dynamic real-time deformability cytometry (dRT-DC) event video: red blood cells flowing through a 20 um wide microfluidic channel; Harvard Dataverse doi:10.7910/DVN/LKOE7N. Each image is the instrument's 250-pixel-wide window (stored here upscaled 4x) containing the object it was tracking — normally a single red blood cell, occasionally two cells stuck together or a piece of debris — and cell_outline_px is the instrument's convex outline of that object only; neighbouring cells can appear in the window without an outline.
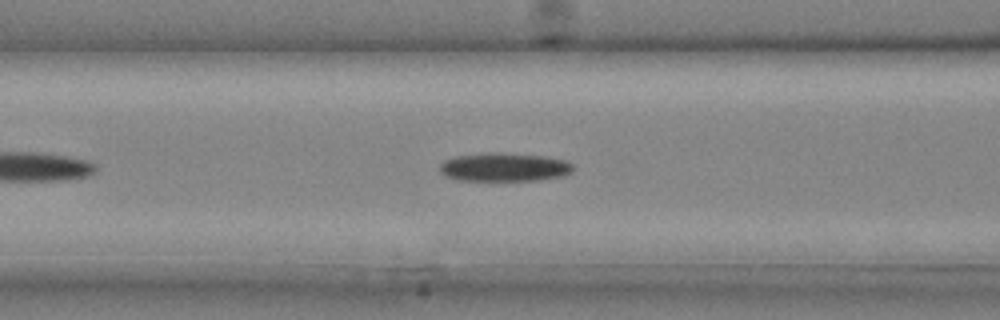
{"species": "common noctule bat (a hibernating species)", "species_latin": "Nyctalus noctula", "temperature_condition": "cold", "stored_images_in_passage": 25, "camera_frame_rate_fps": 3000, "um_per_image_px": 0.085, "animal": {"sex": "male", "body_mass_g": 20.4}, "frame": {"image": 1, "passage_image": 6, "time_ms": 1.667, "image_size_px": [1000, 320], "cell_outline_px": [[572, 172], [560, 176], [540, 180], [456, 180], [440, 172], [440, 164], [444, 160], [452, 156], [488, 152], [500, 152], [544, 156], [568, 160], [572, 164]], "centroid_in_image_um": [42.84, 14.19], "position_along_channel_um": 123.8, "area_um2": 22.31}}
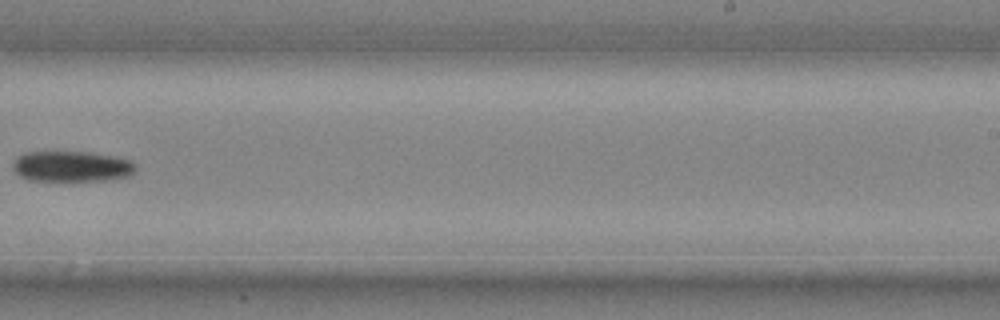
{"frame": {"image": 2, "passage_image": 14, "time_ms": 4.333, "image_size_px": [1000, 320], "cell_outline_px": [[136, 168], [128, 176], [104, 180], [28, 180], [20, 176], [12, 168], [12, 160], [16, 156], [24, 152], [92, 152], [116, 156], [132, 160], [136, 164]], "centroid_in_image_um": [6.07, 14.12], "position_along_channel_um": 282.9, "area_um2": 22.08}}
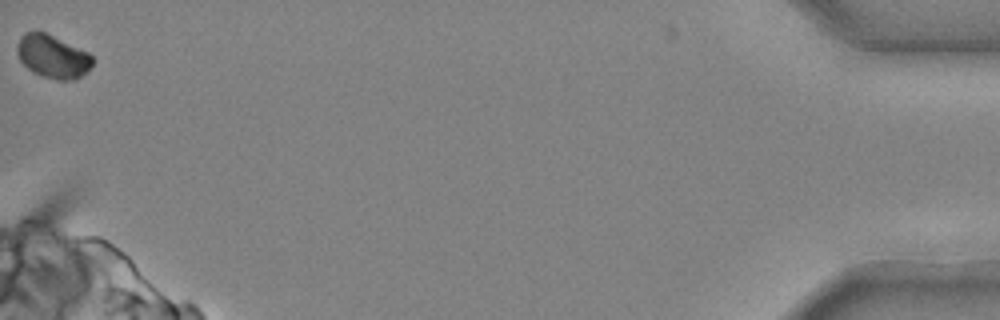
{"frame": {"image": 3, "passage_image": 25, "time_ms": 8.0, "image_size_px": [1000, 320], "cell_outline_px": [[96, 60], [88, 72], [76, 80], [56, 80], [40, 76], [32, 72], [20, 60], [16, 52], [16, 48], [20, 36], [24, 32], [44, 32], [88, 52]], "centroid_in_image_um": [4.5, 4.83], "position_along_channel_um": 430.7, "area_um2": 19.19}}